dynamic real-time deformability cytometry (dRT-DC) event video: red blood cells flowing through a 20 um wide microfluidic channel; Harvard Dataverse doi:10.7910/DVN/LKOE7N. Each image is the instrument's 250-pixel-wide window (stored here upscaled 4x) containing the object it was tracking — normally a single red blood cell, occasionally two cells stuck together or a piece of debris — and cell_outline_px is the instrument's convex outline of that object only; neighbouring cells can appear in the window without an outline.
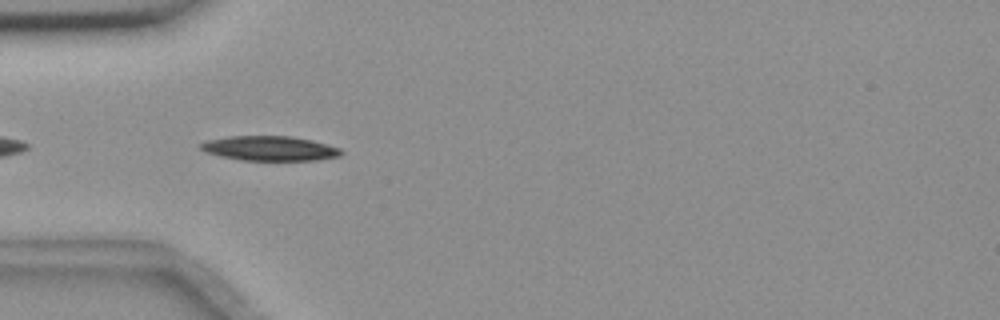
{"species": "common noctule bat (a hibernating species)", "species_latin": "Nyctalus noctula", "temperature_condition": "room temperature", "stored_images_in_passage": 7, "camera_frame_rate_fps": 3000, "um_per_image_px": 0.085, "animal": {"sex": "female", "body_mass_g": 18.4}, "frame": {"image": 1, "passage_image": 3, "time_ms": 0.667, "image_size_px": [1000, 320], "cell_outline_px": [[344, 152], [340, 156], [316, 160], [240, 160], [220, 156], [204, 152], [200, 148], [200, 144], [208, 140], [228, 136], [292, 136], [312, 140], [340, 148]], "centroid_in_image_um": [22.93, 12.61], "position_along_channel_um": 62.1, "area_um2": 20.23}}
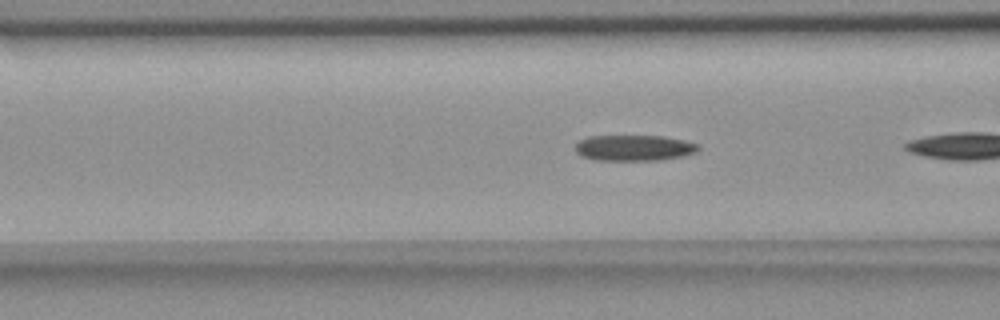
{"frame": {"image": 2, "passage_image": 5, "time_ms": 1.333, "image_size_px": [1000, 320], "cell_outline_px": [[700, 148], [696, 152], [684, 156], [660, 160], [596, 160], [580, 156], [576, 152], [576, 144], [580, 140], [588, 136], [664, 136], [684, 140], [700, 144]], "centroid_in_image_um": [53.92, 12.57], "position_along_channel_um": 112.7, "area_um2": 18.67}}